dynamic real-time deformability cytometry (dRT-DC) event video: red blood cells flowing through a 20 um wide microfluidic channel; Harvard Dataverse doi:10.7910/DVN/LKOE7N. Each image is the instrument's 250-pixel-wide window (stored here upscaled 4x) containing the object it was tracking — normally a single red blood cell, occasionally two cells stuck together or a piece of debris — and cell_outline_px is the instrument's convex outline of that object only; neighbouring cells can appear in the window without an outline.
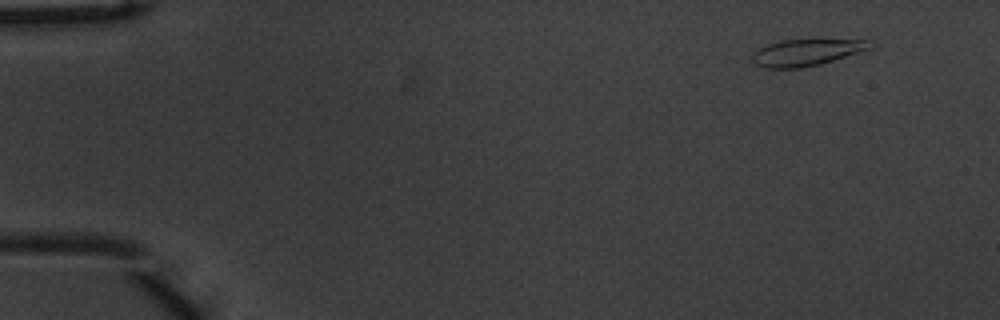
{"species": "common noctule bat (a hibernating species)", "species_latin": "Nyctalus noctula", "temperature_condition": "warm", "stored_images_in_passage": 51, "camera_frame_rate_fps": 3000, "um_per_image_px": 0.085, "animal": {"sex": "male", "body_mass_g": 20.1, "forearm_length_mm": 53.5}, "frame": {"image": 1, "passage_image": 1, "time_ms": 0.0, "image_size_px": [1000, 320], "cell_outline_px": [[872, 48], [820, 64], [800, 68], [764, 68], [756, 64], [752, 60], [752, 52], [768, 44], [780, 40], [868, 40]], "centroid_in_image_um": [68.48, 4.46], "position_along_channel_um": 16.5, "area_um2": 17.98}}
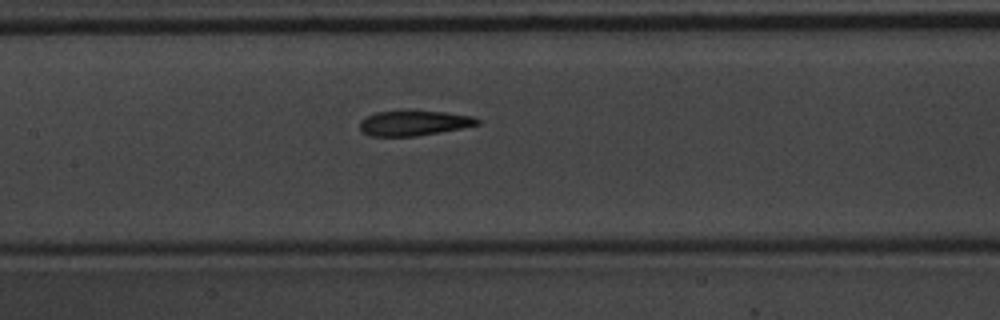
{"frame": {"image": 2, "passage_image": 23, "time_ms": 7.333, "image_size_px": [1000, 320], "cell_outline_px": [[480, 124], [440, 132], [416, 136], [368, 136], [360, 128], [360, 120], [364, 116], [376, 112], [408, 108], [444, 112], [472, 116], [480, 120]], "centroid_in_image_um": [35.13, 10.42], "position_along_channel_um": 172.3, "area_um2": 17.8}}
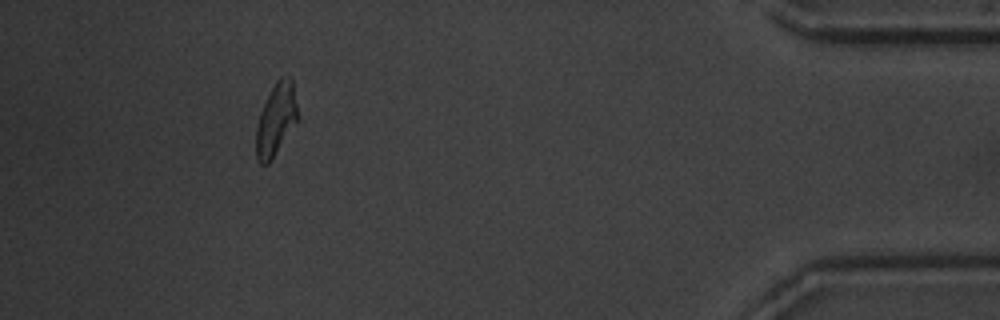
{"frame": {"image": 3, "passage_image": 47, "time_ms": 15.333, "image_size_px": [1000, 320], "cell_outline_px": [[296, 120], [268, 164], [260, 164], [256, 160], [256, 124], [260, 112], [276, 80], [280, 76], [292, 76], [296, 104]], "centroid_in_image_um": [23.42, 10.12], "position_along_channel_um": 411.8, "area_um2": 16.94}, "authors_computed_cell_mechanics": {"area_um2": 17.9758, "velocity_mm_per_s": 3.672, "shape_relaxation_time_tau1_ms": 3.8848, "shape_relaxation_time_tau2_ms": 1.6651, "deformation_change_tau1": 0.1796, "deformation_change_tau2": 0.1039}}